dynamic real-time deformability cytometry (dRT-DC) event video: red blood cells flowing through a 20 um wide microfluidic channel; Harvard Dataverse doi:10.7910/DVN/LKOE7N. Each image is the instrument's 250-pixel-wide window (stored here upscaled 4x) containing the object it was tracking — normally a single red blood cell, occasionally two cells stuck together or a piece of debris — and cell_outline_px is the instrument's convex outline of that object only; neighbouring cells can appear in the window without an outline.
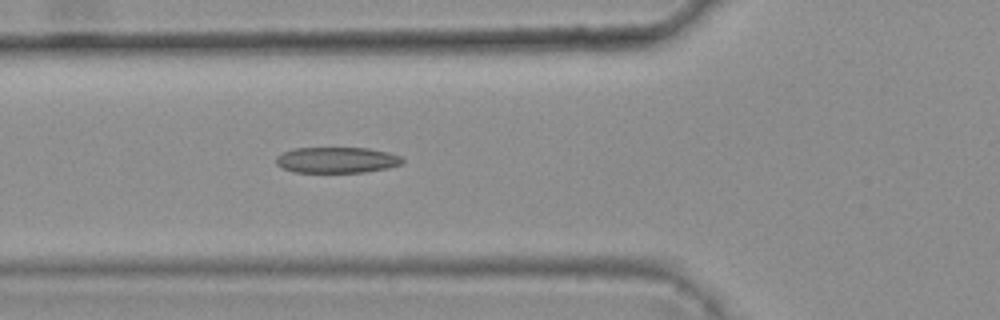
{"species": "common noctule bat (a hibernating species)", "species_latin": "Nyctalus noctula", "temperature_condition": "warm", "stored_images_in_passage": 6, "camera_frame_rate_fps": 3000, "um_per_image_px": 0.085, "animal": {"sex": "female", "body_mass_g": 25.1}, "frame": {"image": 1, "passage_image": 6, "time_ms": 1.667, "image_size_px": [1000, 320], "cell_outline_px": [[404, 160], [400, 164], [388, 168], [364, 172], [296, 172], [284, 168], [276, 164], [276, 156], [292, 148], [368, 148], [388, 152], [400, 156]], "centroid_in_image_um": [28.62, 13.59], "position_along_channel_um": 97.2, "area_um2": 18.96}}